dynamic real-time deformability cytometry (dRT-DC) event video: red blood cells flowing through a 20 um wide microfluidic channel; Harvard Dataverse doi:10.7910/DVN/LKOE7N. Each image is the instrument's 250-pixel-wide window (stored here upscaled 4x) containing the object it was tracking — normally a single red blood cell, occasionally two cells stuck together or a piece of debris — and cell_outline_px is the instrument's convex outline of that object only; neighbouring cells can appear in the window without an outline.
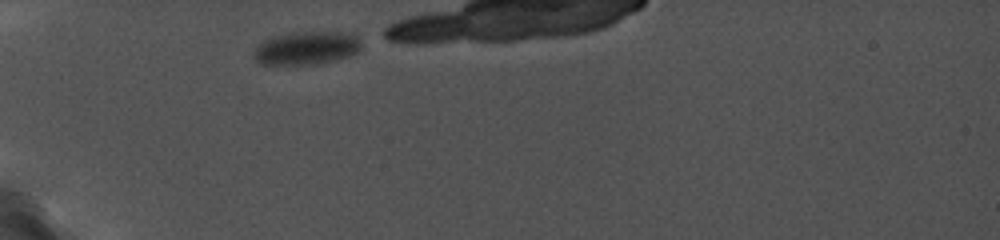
{"species": "common noctule bat (a hibernating species)", "species_latin": "Nyctalus noctula", "temperature_condition": "cold", "stored_images_in_passage": 8, "camera_frame_rate_fps": 5000, "um_per_image_px": 0.085, "animal": {"sex": "female", "body_mass_g": 19.0, "forearm_length_mm": 56.7}, "frame": {"image": 1, "passage_image": 1, "time_ms": 0.0, "image_size_px": [1000, 240], "cell_outline_px": [[360, 52], [348, 56], [316, 64], [260, 64], [256, 60], [256, 48], [264, 40], [276, 36], [292, 32], [352, 32], [360, 40]], "centroid_in_image_um": [26.11, 4.07], "position_along_channel_um": 58.9, "area_um2": 20.52}}